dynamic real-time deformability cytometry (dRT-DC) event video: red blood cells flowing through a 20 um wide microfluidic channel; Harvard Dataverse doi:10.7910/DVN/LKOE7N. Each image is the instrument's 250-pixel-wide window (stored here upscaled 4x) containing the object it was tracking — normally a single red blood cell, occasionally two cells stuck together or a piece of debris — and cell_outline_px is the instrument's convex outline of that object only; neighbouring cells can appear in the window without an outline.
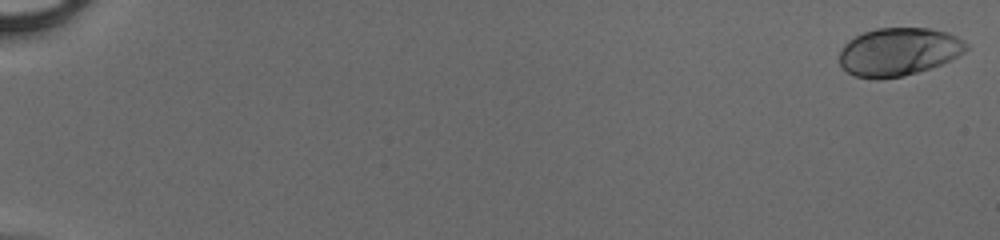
{"species": "human", "species_latin": "Homo sapiens", "temperature_condition": "cold", "stored_images_in_passage": 50, "camera_frame_rate_fps": 3000, "um_per_image_px": 0.085, "donor": {"sex": "male"}, "frame": {"image": 1, "passage_image": 1, "time_ms": 0.0, "image_size_px": [1000, 240], "cell_outline_px": [[968, 48], [964, 52], [940, 64], [904, 76], [876, 80], [856, 76], [848, 72], [840, 64], [840, 52], [844, 44], [848, 40], [864, 32], [876, 28], [928, 28], [948, 32], [964, 40], [968, 44]], "centroid_in_image_um": [76.37, 4.39], "position_along_channel_um": 8.6, "area_um2": 35.37}}
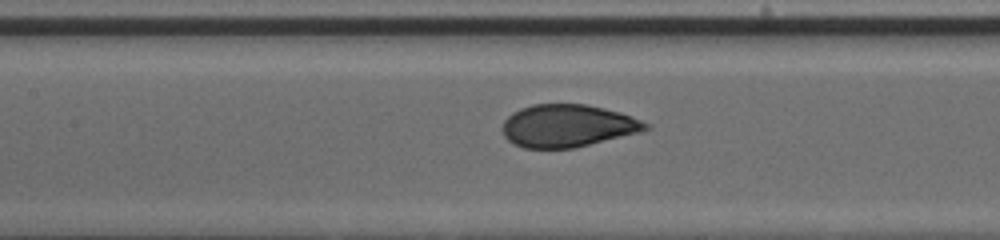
{"frame": {"image": 2, "passage_image": 26, "time_ms": 8.333, "image_size_px": [1000, 240], "cell_outline_px": [[648, 128], [640, 132], [576, 148], [524, 148], [512, 144], [504, 136], [500, 128], [504, 120], [512, 112], [520, 108], [532, 104], [584, 104], [604, 108], [620, 112], [640, 120], [648, 124]], "centroid_in_image_um": [48.19, 10.7], "position_along_channel_um": 159.2, "area_um2": 35.66}}
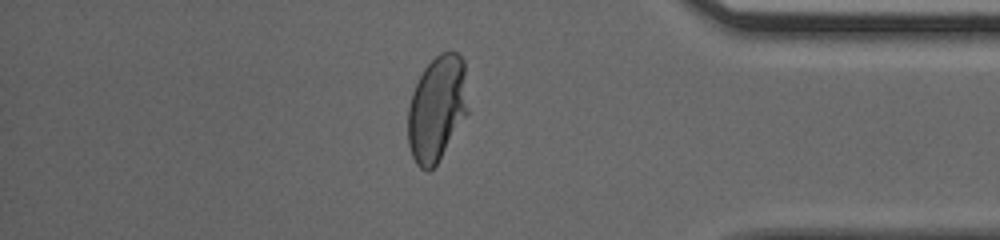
{"frame": {"image": 3, "passage_image": 44, "time_ms": 14.333, "image_size_px": [1000, 240], "cell_outline_px": [[468, 112], [436, 164], [428, 172], [420, 168], [416, 164], [412, 156], [408, 144], [408, 108], [412, 92], [424, 68], [440, 52], [456, 52], [464, 60]], "centroid_in_image_um": [37.13, 9.22], "position_along_channel_um": 398.1, "area_um2": 36.7}}